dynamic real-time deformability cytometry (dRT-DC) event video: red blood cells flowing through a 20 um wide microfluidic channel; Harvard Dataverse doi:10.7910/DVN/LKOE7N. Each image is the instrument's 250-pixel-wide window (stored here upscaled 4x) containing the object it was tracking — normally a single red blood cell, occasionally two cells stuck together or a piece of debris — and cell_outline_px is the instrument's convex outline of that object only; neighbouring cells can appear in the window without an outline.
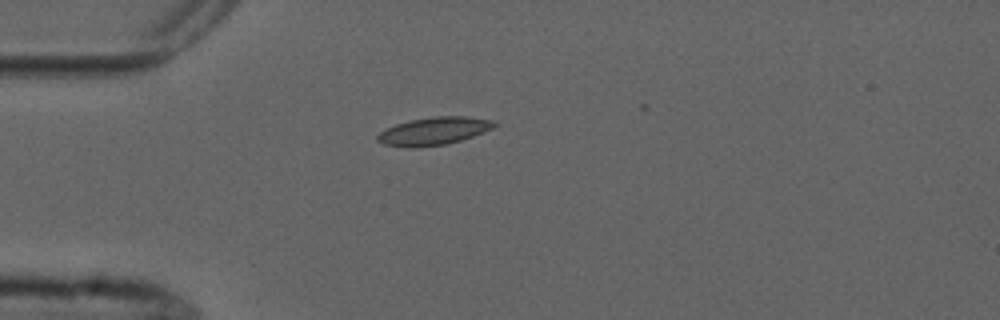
{"species": "common noctule bat (a hibernating species)", "species_latin": "Nyctalus noctula", "temperature_condition": "cold", "stored_images_in_passage": 1, "camera_frame_rate_fps": 3000, "um_per_image_px": 0.085, "animal": {"sex": "male", "forearm_length_mm": 52.5}, "frame": {"image": 1, "passage_image": 1, "time_ms": 0.0, "image_size_px": [1000, 320], "cell_outline_px": [[500, 124], [484, 132], [448, 144], [416, 148], [408, 148], [384, 144], [376, 140], [376, 136], [380, 132], [396, 124], [408, 120], [432, 116], [468, 116], [492, 120]], "centroid_in_image_um": [36.88, 11.14], "position_along_channel_um": 48.1, "area_um2": 19.13}}